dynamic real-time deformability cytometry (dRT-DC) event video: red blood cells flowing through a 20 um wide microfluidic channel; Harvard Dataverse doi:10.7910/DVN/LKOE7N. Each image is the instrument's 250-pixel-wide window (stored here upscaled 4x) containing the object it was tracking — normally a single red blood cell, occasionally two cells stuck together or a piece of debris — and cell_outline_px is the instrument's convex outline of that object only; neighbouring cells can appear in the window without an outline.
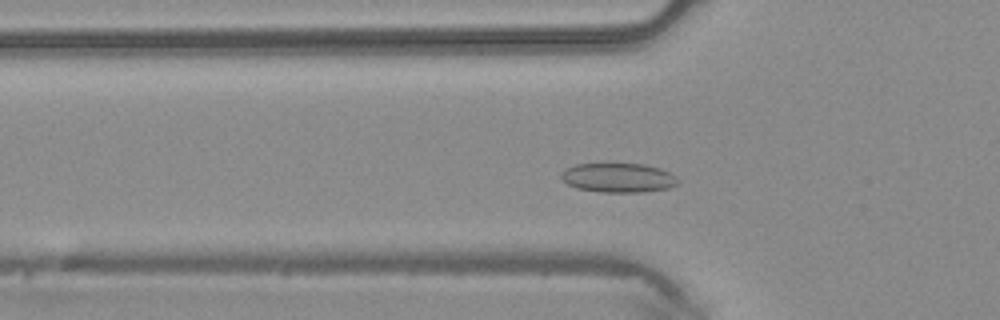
{"species": "common noctule bat (a hibernating species)", "species_latin": "Nyctalus noctula", "temperature_condition": "warm", "stored_images_in_passage": 37, "camera_frame_rate_fps": 3000, "um_per_image_px": 0.085, "animal": {"sex": "male", "body_mass_g": 20.4}, "frame": {"image": 1, "passage_image": 5, "time_ms": 1.333, "image_size_px": [1000, 320], "cell_outline_px": [[680, 184], [668, 188], [644, 192], [600, 192], [576, 188], [560, 180], [560, 172], [564, 168], [576, 164], [644, 164], [660, 168], [676, 176], [680, 180]], "centroid_in_image_um": [52.54, 15.11], "position_along_channel_um": 73.3, "area_um2": 20.23}}
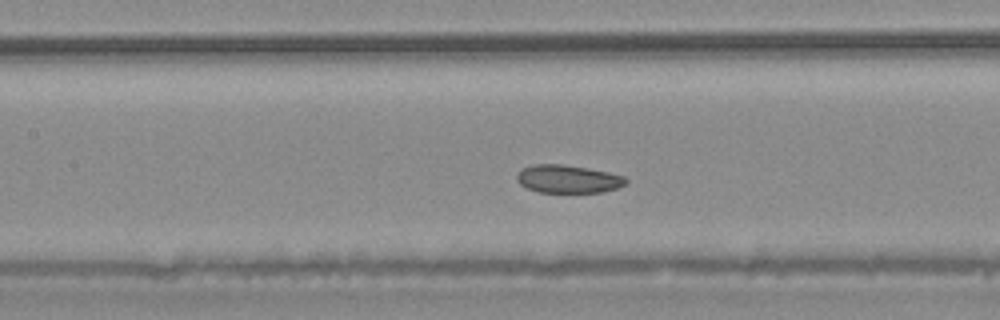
{"frame": {"image": 2, "passage_image": 11, "time_ms": 3.333, "image_size_px": [1000, 320], "cell_outline_px": [[628, 180], [624, 184], [616, 188], [600, 192], [540, 192], [528, 188], [520, 184], [516, 180], [516, 176], [520, 168], [532, 164], [564, 164], [588, 168], [608, 172], [624, 176]], "centroid_in_image_um": [48.23, 15.19], "position_along_channel_um": 159.2, "area_um2": 17.8}}
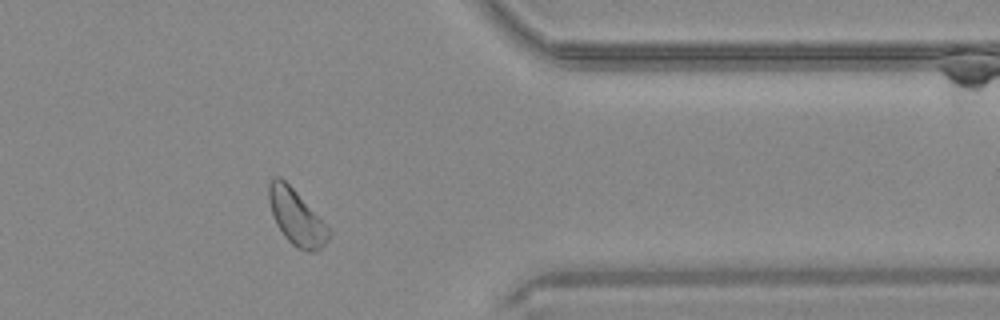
{"frame": {"image": 3, "passage_image": 28, "time_ms": 9.0, "image_size_px": [1000, 320], "cell_outline_px": [[332, 232], [328, 240], [316, 252], [308, 252], [296, 248], [284, 236], [276, 224], [268, 200], [268, 184], [272, 176], [280, 176], [296, 192]], "centroid_in_image_um": [25.17, 18.47], "position_along_channel_um": 386.2, "area_um2": 19.13}}